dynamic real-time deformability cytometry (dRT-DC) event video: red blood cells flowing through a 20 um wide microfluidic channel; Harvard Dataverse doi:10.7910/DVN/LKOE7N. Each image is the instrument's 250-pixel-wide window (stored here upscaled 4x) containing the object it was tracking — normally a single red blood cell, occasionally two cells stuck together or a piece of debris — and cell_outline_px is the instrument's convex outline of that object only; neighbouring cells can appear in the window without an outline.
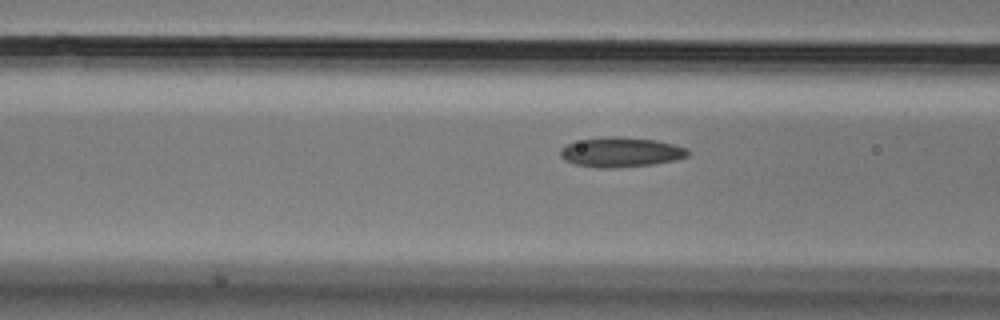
{"species": "Egyptian fruit bat (a non-hibernating species)", "species_latin": "Rousettus aegyptiacus", "temperature_condition": "cold", "stored_images_in_passage": 19, "camera_frame_rate_fps": 3000, "um_per_image_px": 0.085, "animal": {"sex": "male"}, "frame": {"image": 1, "passage_image": 16, "time_ms": 5.0, "image_size_px": [1000, 320], "cell_outline_px": [[688, 156], [676, 160], [652, 164], [612, 168], [600, 168], [572, 164], [564, 160], [560, 156], [560, 148], [568, 144], [580, 140], [604, 136], [620, 136], [656, 140], [688, 148]], "centroid_in_image_um": [52.74, 12.93], "position_along_channel_um": 113.9, "area_um2": 22.25}}